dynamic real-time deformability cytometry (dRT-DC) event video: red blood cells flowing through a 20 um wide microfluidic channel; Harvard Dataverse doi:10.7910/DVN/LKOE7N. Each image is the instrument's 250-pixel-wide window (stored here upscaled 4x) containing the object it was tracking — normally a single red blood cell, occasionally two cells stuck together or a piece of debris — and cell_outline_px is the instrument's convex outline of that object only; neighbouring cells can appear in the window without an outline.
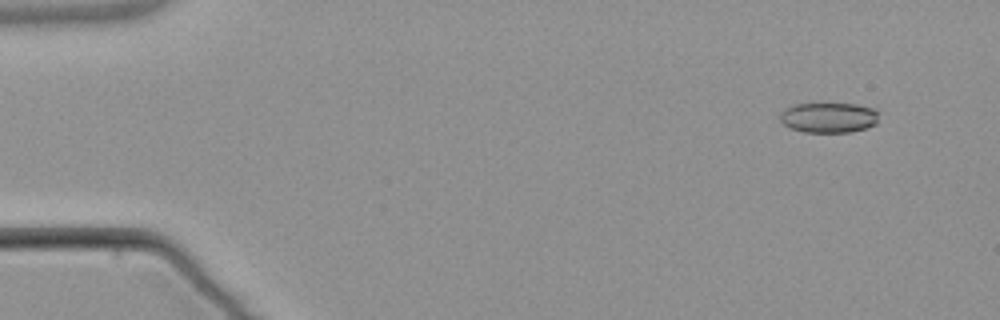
{"species": "common noctule bat (a hibernating species)", "species_latin": "Nyctalus noctula", "temperature_condition": "warm", "stored_images_in_passage": 6, "camera_frame_rate_fps": 3000, "um_per_image_px": 0.085, "animal": {"sex": "male", "body_mass_g": 21.5, "forearm_length_mm": 52.0}, "frame": {"image": 1, "passage_image": 2, "time_ms": 1.333, "image_size_px": [1000, 320], "cell_outline_px": [[880, 112], [876, 124], [868, 128], [852, 132], [804, 132], [792, 128], [784, 124], [780, 120], [780, 112], [784, 108], [792, 104], [856, 104], [876, 108]], "centroid_in_image_um": [70.48, 9.99], "position_along_channel_um": 14.5, "area_um2": 17.69}}
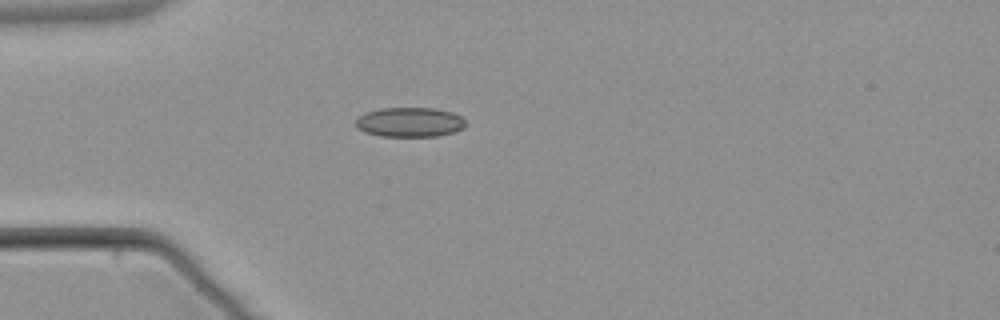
{"frame": {"image": 2, "passage_image": 5, "time_ms": 5.0, "image_size_px": [1000, 320], "cell_outline_px": [[464, 128], [452, 132], [436, 136], [380, 136], [364, 132], [356, 128], [356, 120], [364, 112], [380, 108], [436, 108], [452, 112], [460, 116], [464, 120]], "centroid_in_image_um": [34.79, 10.38], "position_along_channel_um": 50.2, "area_um2": 18.96}}